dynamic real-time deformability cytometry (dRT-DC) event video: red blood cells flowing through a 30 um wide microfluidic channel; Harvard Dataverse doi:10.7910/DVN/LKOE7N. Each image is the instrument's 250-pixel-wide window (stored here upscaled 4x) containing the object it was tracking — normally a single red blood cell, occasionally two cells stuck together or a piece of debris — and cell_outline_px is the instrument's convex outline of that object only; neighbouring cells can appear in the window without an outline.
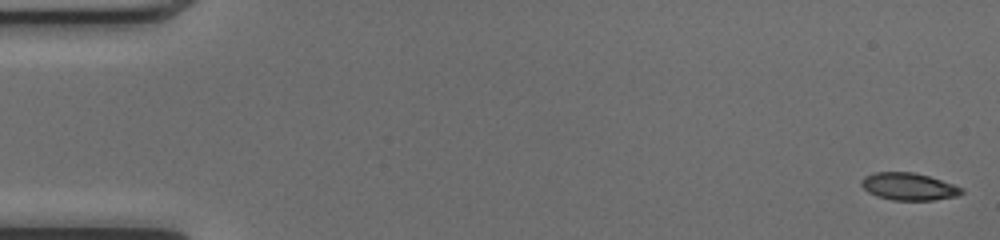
{"species": "common noctule bat (a hibernating species)", "species_latin": "Nyctalus noctula", "temperature_condition": "cold", "stored_images_in_passage": 50, "camera_frame_rate_fps": 3000, "um_per_image_px": 0.085, "animal": {"sex": "female", "body_mass_g": 17.0, "forearm_length_mm": 48.0}, "frame": {"image": 1, "passage_image": 1, "time_ms": 0.0, "image_size_px": [1000, 240], "cell_outline_px": [[964, 192], [956, 196], [932, 200], [892, 200], [876, 196], [868, 192], [860, 184], [860, 180], [864, 176], [876, 172], [912, 172], [928, 176], [964, 188]], "centroid_in_image_um": [77.21, 15.86], "position_along_channel_um": 7.8, "area_um2": 15.9}}
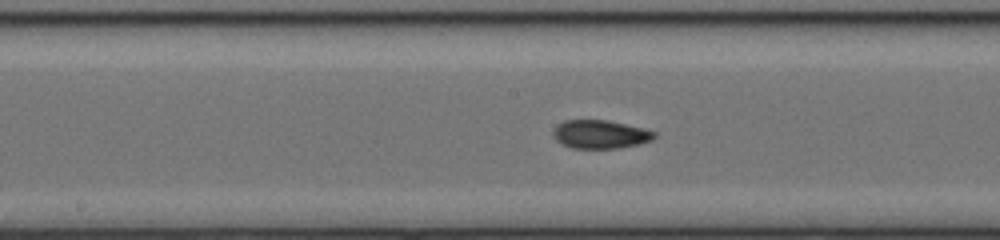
{"frame": {"image": 2, "passage_image": 26, "time_ms": 8.333, "image_size_px": [1000, 240], "cell_outline_px": [[656, 136], [652, 140], [640, 144], [616, 148], [572, 148], [560, 144], [552, 136], [552, 132], [564, 120], [608, 120], [644, 128], [656, 132]], "centroid_in_image_um": [51.03, 11.42], "position_along_channel_um": 197.2, "area_um2": 16.82}}
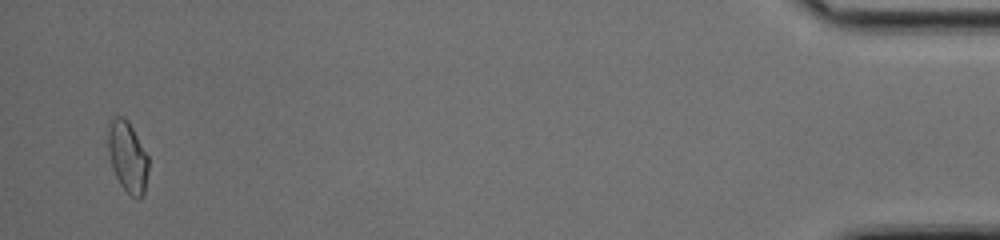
{"frame": {"image": 3, "passage_image": 49, "time_ms": 16.0, "image_size_px": [1000, 240], "cell_outline_px": [[148, 168], [144, 192], [136, 200], [120, 184], [112, 168], [108, 152], [108, 128], [112, 120], [116, 116], [124, 116], [128, 120], [148, 156]], "centroid_in_image_um": [10.84, 13.31], "position_along_channel_um": 424.4, "area_um2": 16.47}, "authors_computed_cell_mechanics": {"area_um2": 16.5886, "velocity_mm_per_s": 4.1248, "shape_relaxation_time_tau1_ms": null, "shape_relaxation_time_tau2_ms": 1.8333, "deformation_change_tau1": null, "deformation_change_tau2": 0.0588}}